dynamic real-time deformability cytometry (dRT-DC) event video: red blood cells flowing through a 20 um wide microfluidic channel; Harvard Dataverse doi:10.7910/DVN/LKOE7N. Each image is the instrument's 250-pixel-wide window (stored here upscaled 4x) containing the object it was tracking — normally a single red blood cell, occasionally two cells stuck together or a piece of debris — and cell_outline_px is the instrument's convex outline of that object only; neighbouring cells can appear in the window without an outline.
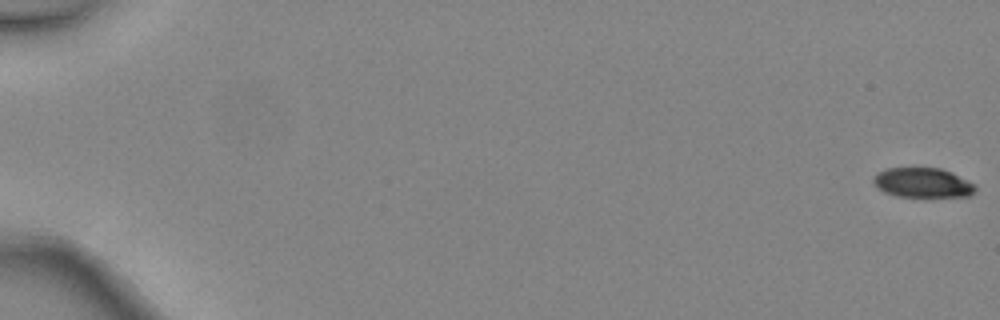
{"species": "common noctule bat (a hibernating species)", "species_latin": "Nyctalus noctula", "temperature_condition": "warm", "stored_images_in_passage": 6, "camera_frame_rate_fps": 3000, "um_per_image_px": 0.085, "animal": {"sex": "female", "body_mass_g": 24.6, "forearm_length_mm": 56.2}, "frame": {"image": 1, "passage_image": 1, "time_ms": 0.0, "image_size_px": [1000, 320], "cell_outline_px": [[976, 188], [968, 196], [896, 196], [884, 192], [876, 188], [872, 180], [872, 176], [876, 172], [884, 168], [940, 168], [952, 172], [976, 184]], "centroid_in_image_um": [78.37, 15.51], "position_along_channel_um": 6.6, "area_um2": 17.74}}